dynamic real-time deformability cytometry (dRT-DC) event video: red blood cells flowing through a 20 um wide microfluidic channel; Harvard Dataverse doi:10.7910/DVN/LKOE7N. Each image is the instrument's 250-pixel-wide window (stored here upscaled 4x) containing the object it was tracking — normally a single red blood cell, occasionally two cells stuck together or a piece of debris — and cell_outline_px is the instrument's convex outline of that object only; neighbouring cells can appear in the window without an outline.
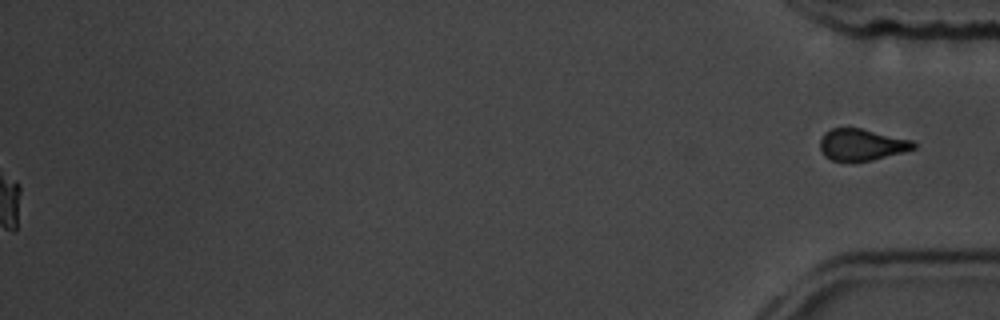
{"species": "common noctule bat (a hibernating species)", "species_latin": "Nyctalus noctula", "temperature_condition": "room temperature", "stored_images_in_passage": 47, "camera_frame_rate_fps": 3000, "um_per_image_px": 0.085, "animal": {"sex": "male", "body_mass_g": 19.5, "forearm_length_mm": 54.6}, "frame": {"image": 1, "passage_image": 47, "time_ms": 15.333, "image_size_px": [1000, 320], "cell_outline_px": [[916, 148], [872, 160], [852, 164], [832, 160], [824, 156], [820, 148], [820, 140], [824, 132], [832, 128], [860, 128], [912, 140], [916, 144]], "centroid_in_image_um": [73.19, 12.33], "position_along_channel_um": 362.0, "area_um2": 17.51}}